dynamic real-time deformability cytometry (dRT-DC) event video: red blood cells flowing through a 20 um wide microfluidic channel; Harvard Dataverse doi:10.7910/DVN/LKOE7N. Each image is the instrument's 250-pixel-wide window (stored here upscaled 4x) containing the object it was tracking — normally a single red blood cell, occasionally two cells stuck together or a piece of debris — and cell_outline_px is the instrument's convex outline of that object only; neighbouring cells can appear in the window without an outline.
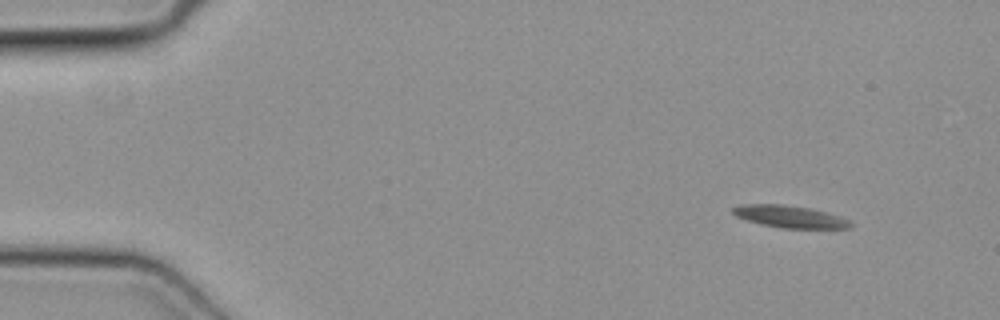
{"species": "common noctule bat (a hibernating species)", "species_latin": "Nyctalus noctula", "temperature_condition": "cold", "stored_images_in_passage": 48, "segment_of_instrument_passage": [1, 2], "camera_frame_rate_fps": 3000, "um_per_image_px": 0.085, "animal": {"sex": "female", "body_mass_g": 19.3, "forearm_length_mm": 54.1}, "frame": {"image": 1, "passage_image": 1, "time_ms": 0.0, "image_size_px": [1000, 320], "cell_outline_px": [[852, 224], [848, 228], [780, 228], [748, 220], [736, 216], [732, 212], [732, 208], [740, 204], [780, 204], [808, 208], [828, 212], [852, 220]], "centroid_in_image_um": [67.16, 18.41], "position_along_channel_um": 17.8, "area_um2": 15.09}}
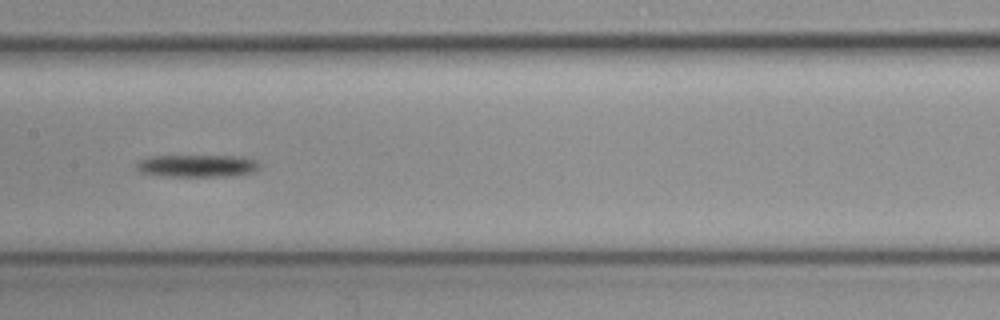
{"frame": {"image": 2, "passage_image": 22, "time_ms": 7.0, "image_size_px": [1000, 320], "cell_outline_px": [[260, 168], [256, 172], [228, 176], [164, 176], [140, 172], [132, 164], [136, 160], [148, 156], [244, 156], [256, 160], [260, 164]], "centroid_in_image_um": [16.73, 14.08], "position_along_channel_um": 190.7, "area_um2": 16.42}}
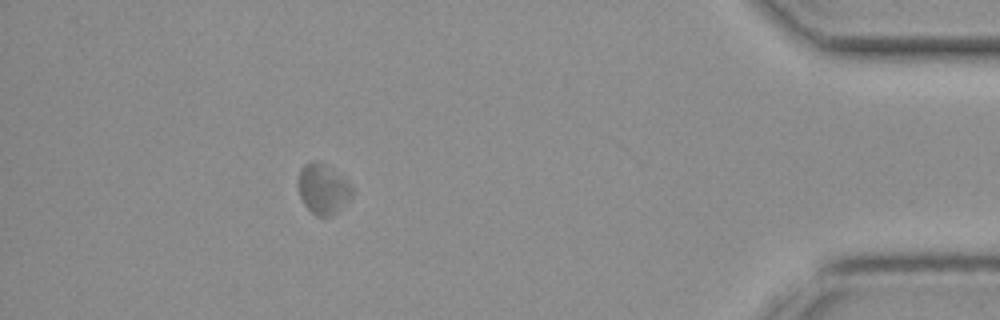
{"frame": {"image": 3, "passage_image": 42, "time_ms": 13.667, "image_size_px": [1000, 320], "cell_outline_px": [[352, 196], [348, 200], [328, 216], [316, 216], [304, 204], [300, 196], [296, 184], [296, 180], [300, 168], [304, 164], [312, 160], [332, 168], [352, 188]], "centroid_in_image_um": [27.37, 16.03], "position_along_channel_um": 407.8, "area_um2": 15.37}}